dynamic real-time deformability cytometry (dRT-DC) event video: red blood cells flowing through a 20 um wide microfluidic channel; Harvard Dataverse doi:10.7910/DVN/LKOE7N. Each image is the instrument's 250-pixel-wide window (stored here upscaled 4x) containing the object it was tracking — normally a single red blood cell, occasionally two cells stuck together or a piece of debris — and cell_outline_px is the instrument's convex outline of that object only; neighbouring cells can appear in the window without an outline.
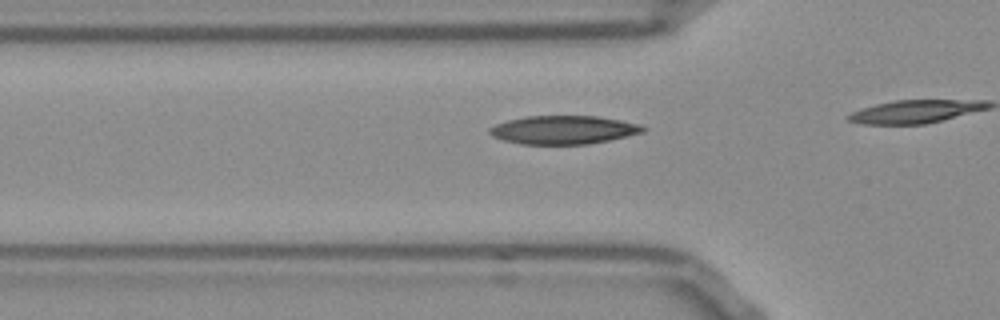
{"species": "Egyptian fruit bat (a non-hibernating species)", "species_latin": "Rousettus aegyptiacus", "temperature_condition": "room temperature", "stored_images_in_passage": 15, "camera_frame_rate_fps": 3000, "um_per_image_px": 0.085, "frame": {"image": 1, "passage_image": 10, "time_ms": 3.0, "image_size_px": [1000, 320], "cell_outline_px": [[648, 128], [644, 132], [608, 140], [588, 144], [520, 144], [500, 140], [492, 136], [488, 132], [488, 128], [496, 124], [508, 120], [524, 116], [600, 116], [644, 124]], "centroid_in_image_um": [47.91, 11.03], "position_along_channel_um": 77.9, "area_um2": 25.78}}
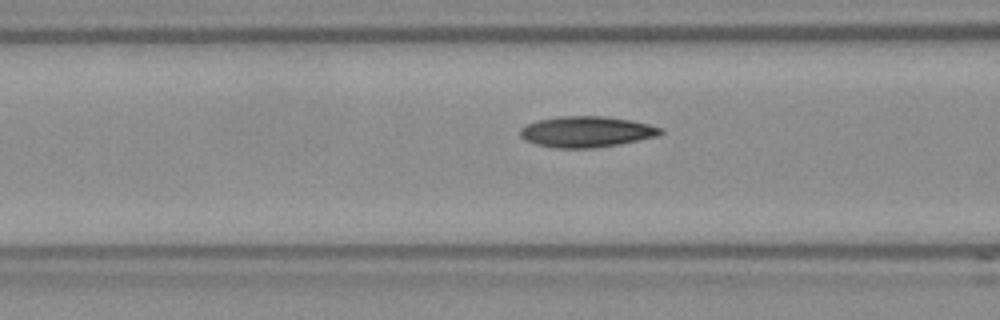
{"frame": {"image": 2, "passage_image": 13, "time_ms": 4.0, "image_size_px": [1000, 320], "cell_outline_px": [[664, 132], [656, 136], [616, 144], [592, 148], [552, 148], [536, 144], [524, 140], [520, 136], [520, 128], [524, 124], [536, 120], [556, 116], [604, 116], [632, 120], [664, 128]], "centroid_in_image_um": [49.79, 11.18], "position_along_channel_um": 116.8, "area_um2": 25.43}}